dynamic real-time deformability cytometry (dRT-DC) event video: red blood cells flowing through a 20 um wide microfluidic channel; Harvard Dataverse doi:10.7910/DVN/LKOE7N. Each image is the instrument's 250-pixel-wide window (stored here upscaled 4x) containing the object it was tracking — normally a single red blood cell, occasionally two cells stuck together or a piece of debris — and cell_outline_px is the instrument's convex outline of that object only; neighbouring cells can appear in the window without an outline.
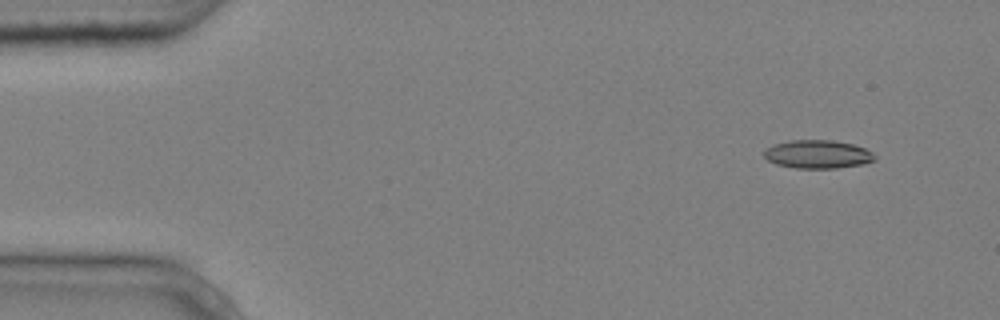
{"species": "common noctule bat (a hibernating species)", "species_latin": "Nyctalus noctula", "temperature_condition": "cold", "stored_images_in_passage": 4, "camera_frame_rate_fps": 3000, "um_per_image_px": 0.085, "animal": {"sex": "male", "body_mass_g": 20.4}, "frame": {"image": 1, "passage_image": 2, "time_ms": 0.333, "image_size_px": [1000, 320], "cell_outline_px": [[876, 160], [864, 164], [836, 168], [796, 168], [776, 164], [768, 160], [764, 156], [764, 152], [772, 144], [788, 140], [832, 140], [852, 144], [864, 148], [872, 152], [876, 156]], "centroid_in_image_um": [69.51, 13.11], "position_along_channel_um": 15.5, "area_um2": 18.32}}
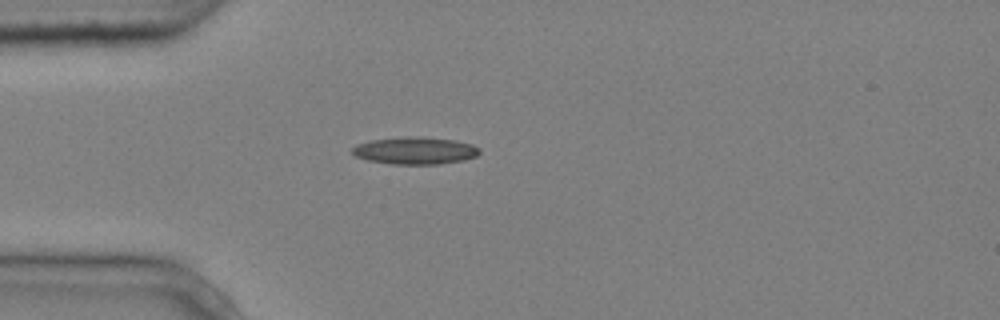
{"frame": {"image": 2, "passage_image": 4, "time_ms": 1.0, "image_size_px": [1000, 320], "cell_outline_px": [[480, 152], [476, 156], [464, 160], [440, 164], [392, 164], [368, 160], [356, 156], [352, 152], [352, 148], [356, 144], [372, 140], [416, 136], [420, 136], [456, 140], [472, 144], [480, 148]], "centroid_in_image_um": [35.32, 12.8], "position_along_channel_um": 49.7, "area_um2": 20.17}}